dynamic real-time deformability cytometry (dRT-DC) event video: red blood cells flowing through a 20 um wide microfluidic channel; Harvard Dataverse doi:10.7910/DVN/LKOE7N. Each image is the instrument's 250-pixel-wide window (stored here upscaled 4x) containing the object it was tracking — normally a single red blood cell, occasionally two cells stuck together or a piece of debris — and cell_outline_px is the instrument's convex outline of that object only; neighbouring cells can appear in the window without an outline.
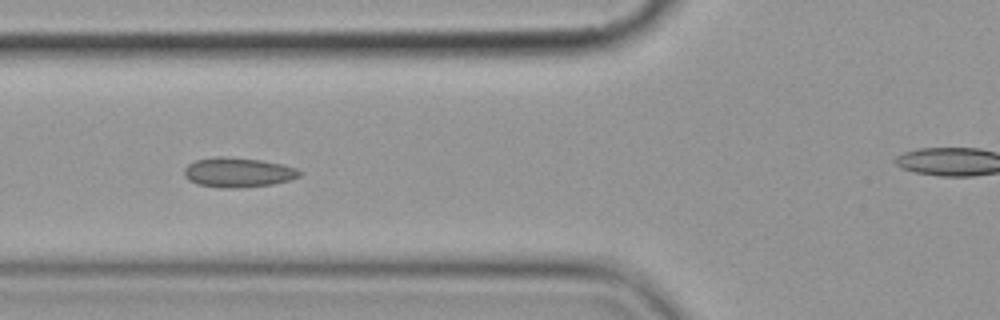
{"species": "common noctule bat (a hibernating species)", "species_latin": "Nyctalus noctula", "temperature_condition": "cold", "stored_images_in_passage": 15, "camera_frame_rate_fps": 3000, "um_per_image_px": 0.085, "animal": {"sex": "female", "body_mass_g": 19.9}, "frame": {"image": 1, "passage_image": 5, "time_ms": 5.667, "image_size_px": [1000, 320], "cell_outline_px": [[304, 172], [300, 176], [292, 180], [272, 184], [236, 188], [220, 188], [196, 184], [188, 180], [184, 176], [184, 168], [188, 164], [196, 160], [216, 156], [224, 156], [260, 160], [280, 164], [296, 168]], "centroid_in_image_um": [20.22, 14.66], "position_along_channel_um": 105.6, "area_um2": 20.11}}
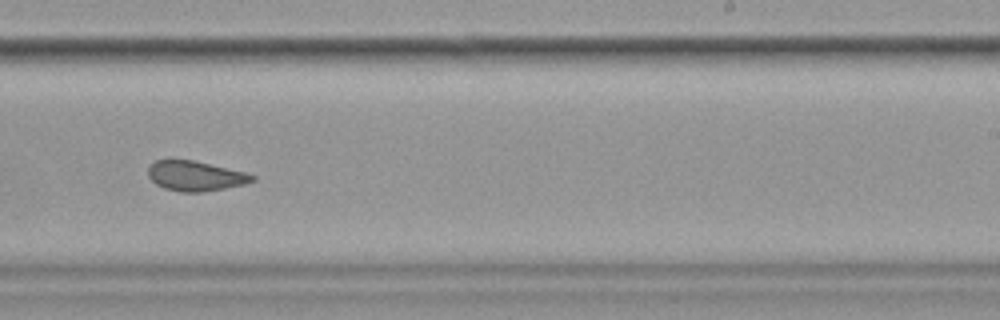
{"frame": {"image": 2, "passage_image": 9, "time_ms": 10.333, "image_size_px": [1000, 320], "cell_outline_px": [[256, 180], [244, 184], [224, 188], [200, 192], [180, 192], [164, 188], [156, 184], [148, 176], [148, 168], [156, 160], [192, 160], [248, 172], [256, 176]], "centroid_in_image_um": [16.64, 14.96], "position_along_channel_um": 272.4, "area_um2": 18.15}}
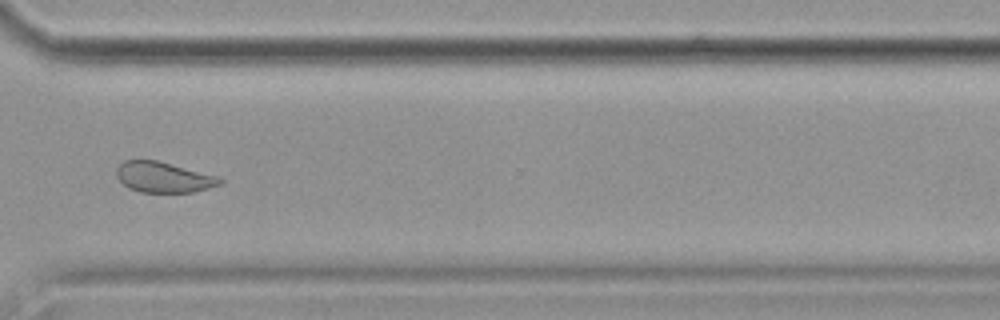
{"frame": {"image": 3, "passage_image": 11, "time_ms": 12.667, "image_size_px": [1000, 320], "cell_outline_px": [[224, 180], [220, 184], [208, 188], [192, 192], [140, 192], [128, 188], [116, 176], [116, 168], [124, 160], [156, 160], [216, 176]], "centroid_in_image_um": [13.85, 15.07], "position_along_channel_um": 356.7, "area_um2": 18.15}, "authors_computed_cell_mechanics": {"area_um2": 20.519, "velocity_mm_per_s": 3.5839, "shape_relaxation_time_tau1_ms": null, "shape_relaxation_time_tau2_ms": 1.746, "deformation_change_tau1": null, "deformation_change_tau2": 0.0466}}